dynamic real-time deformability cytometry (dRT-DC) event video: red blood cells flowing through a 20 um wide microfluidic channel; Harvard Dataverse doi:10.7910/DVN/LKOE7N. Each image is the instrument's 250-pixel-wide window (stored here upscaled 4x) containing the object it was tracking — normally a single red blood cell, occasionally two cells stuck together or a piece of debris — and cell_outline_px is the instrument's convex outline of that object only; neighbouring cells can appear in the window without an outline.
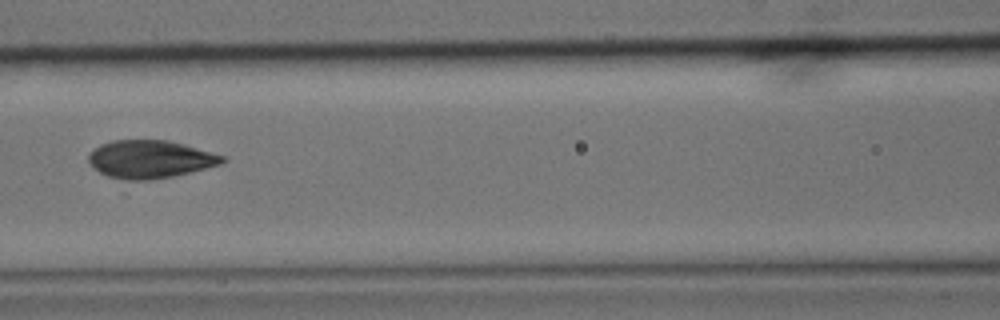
{"species": "common noctule bat (a hibernating species)", "species_latin": "Nyctalus noctula", "temperature_condition": "cold", "stored_images_in_passage": 12, "camera_frame_rate_fps": 3000, "um_per_image_px": 0.085, "animal": {"sex": "male", "body_mass_g": 15.6}, "frame": {"image": 1, "passage_image": 4, "time_ms": 1.0, "image_size_px": [1000, 320], "cell_outline_px": [[228, 160], [220, 164], [192, 172], [172, 176], [148, 180], [128, 180], [108, 176], [100, 172], [88, 160], [88, 156], [100, 144], [112, 140], [168, 140], [184, 144], [228, 156]], "centroid_in_image_um": [12.83, 13.52], "position_along_channel_um": 153.8, "area_um2": 29.48}}
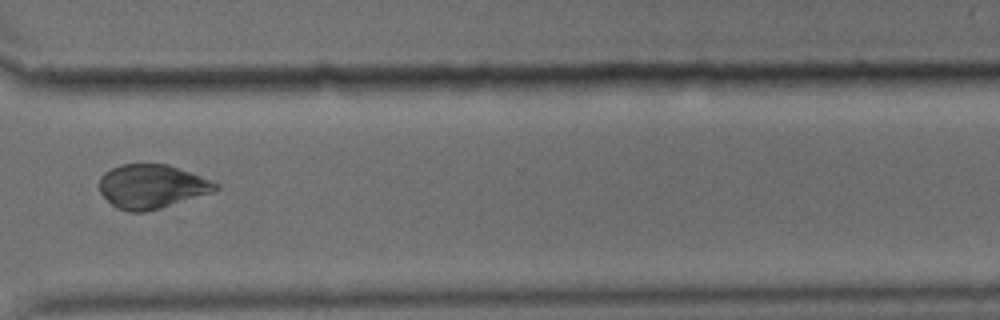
{"frame": {"image": 2, "passage_image": 9, "time_ms": 2.667, "image_size_px": [1000, 320], "cell_outline_px": [[220, 188], [212, 192], [160, 208], [144, 212], [128, 212], [116, 208], [100, 192], [100, 176], [104, 172], [120, 164], [168, 164], [212, 180], [220, 184]], "centroid_in_image_um": [12.9, 15.84], "position_along_channel_um": 357.7, "area_um2": 29.71}}